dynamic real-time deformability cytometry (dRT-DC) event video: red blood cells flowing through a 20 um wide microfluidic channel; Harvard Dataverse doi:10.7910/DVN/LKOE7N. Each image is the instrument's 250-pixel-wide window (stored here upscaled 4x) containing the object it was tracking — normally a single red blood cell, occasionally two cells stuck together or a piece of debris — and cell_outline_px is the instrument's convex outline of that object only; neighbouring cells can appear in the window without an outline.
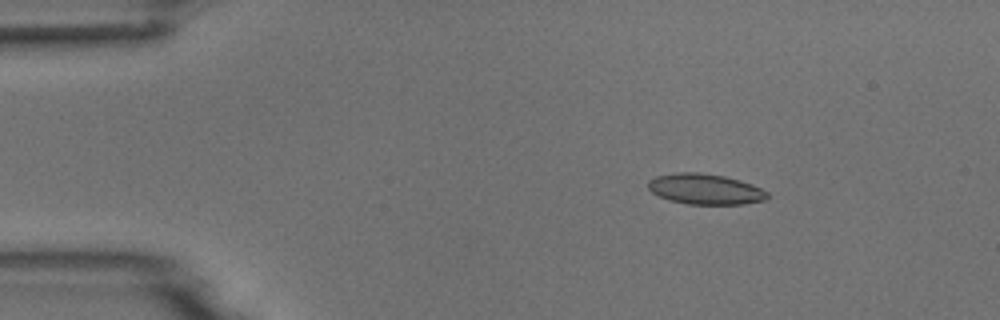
{"species": "common noctule bat (a hibernating species)", "species_latin": "Nyctalus noctula", "temperature_condition": "room temperature", "stored_images_in_passage": 5, "camera_frame_rate_fps": 3000, "um_per_image_px": 0.085, "animal": {"sex": "male", "body_mass_g": 18.8}, "frame": {"image": 1, "passage_image": 3, "time_ms": 2.333, "image_size_px": [1000, 320], "cell_outline_px": [[768, 196], [764, 200], [744, 204], [688, 204], [668, 200], [652, 192], [648, 188], [648, 180], [656, 176], [676, 172], [700, 172], [724, 176], [740, 180], [752, 184], [768, 192]], "centroid_in_image_um": [59.93, 16.07], "position_along_channel_um": 25.1, "area_um2": 21.27}}